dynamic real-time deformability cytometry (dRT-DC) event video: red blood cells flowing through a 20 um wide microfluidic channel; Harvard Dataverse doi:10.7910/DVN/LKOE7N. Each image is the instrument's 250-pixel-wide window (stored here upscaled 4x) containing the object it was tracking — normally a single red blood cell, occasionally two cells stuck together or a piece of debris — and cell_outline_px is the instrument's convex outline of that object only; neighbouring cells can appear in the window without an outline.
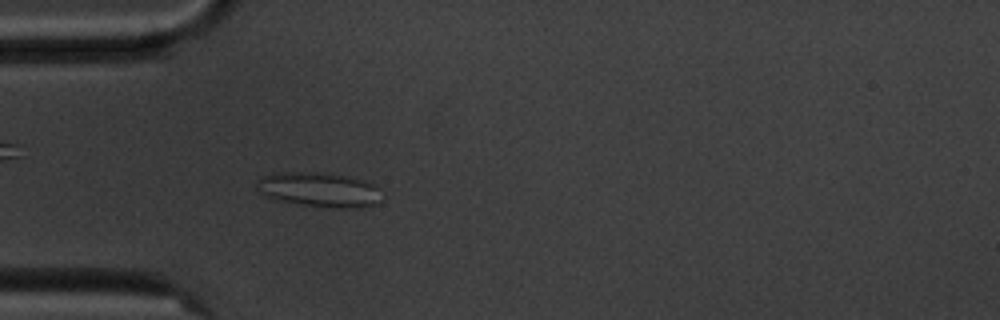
{"species": "common noctule bat (a hibernating species)", "species_latin": "Nyctalus noctula", "temperature_condition": "cold", "stored_images_in_passage": 45, "camera_frame_rate_fps": 3000, "um_per_image_px": 0.085, "animal": {"sex": "male", "body_mass_g": 20.1, "forearm_length_mm": 53.5}, "frame": {"image": 1, "passage_image": 5, "time_ms": 1.333, "image_size_px": [1000, 320], "cell_outline_px": [[380, 200], [376, 204], [364, 208], [336, 208], [304, 204], [276, 200], [264, 196], [256, 188], [256, 184], [264, 176], [272, 172], [316, 172], [344, 176], [360, 180], [372, 184], [376, 188]], "centroid_in_image_um": [27.07, 16.13], "position_along_channel_um": 57.9, "area_um2": 24.85}}
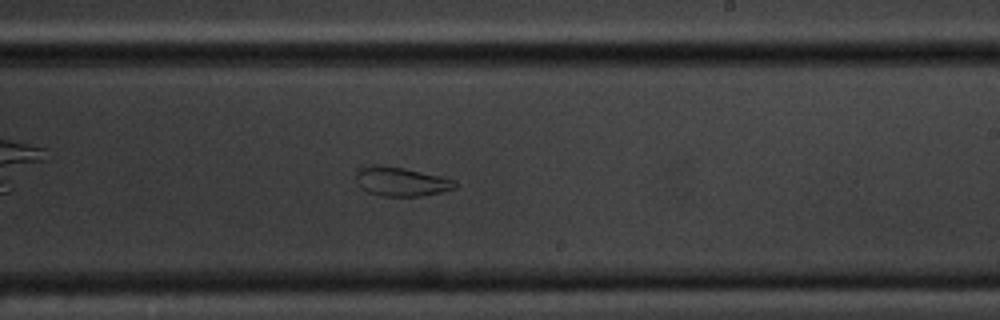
{"frame": {"image": 2, "passage_image": 22, "time_ms": 7.0, "image_size_px": [1000, 320], "cell_outline_px": [[460, 184], [456, 188], [444, 192], [420, 196], [384, 196], [368, 192], [356, 180], [356, 168], [364, 164], [380, 164], [404, 168], [444, 176], [456, 180]], "centroid_in_image_um": [34.14, 15.4], "position_along_channel_um": 254.9, "area_um2": 17.28}}
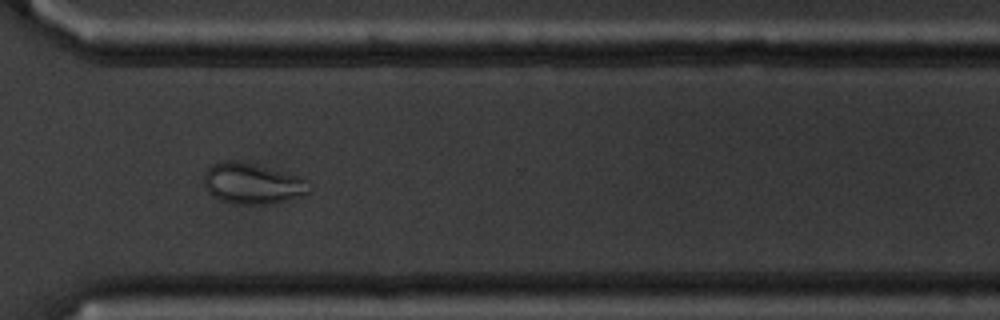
{"frame": {"image": 3, "passage_image": 30, "time_ms": 9.667, "image_size_px": [1000, 320], "cell_outline_px": [[312, 192], [300, 196], [284, 200], [264, 204], [236, 204], [220, 200], [212, 196], [208, 192], [204, 184], [204, 172], [212, 164], [228, 160], [232, 160], [304, 176], [312, 184]], "centroid_in_image_um": [21.5, 15.6], "position_along_channel_um": 349.1, "area_um2": 25.14}, "authors_computed_cell_mechanics": {"area_um2": 22.5998, "velocity_mm_per_s": 3.5497, "shape_relaxation_time_tau1_ms": null, "shape_relaxation_time_tau2_ms": 2.1354, "deformation_change_tau1": null, "deformation_change_tau2": 0.0677}}